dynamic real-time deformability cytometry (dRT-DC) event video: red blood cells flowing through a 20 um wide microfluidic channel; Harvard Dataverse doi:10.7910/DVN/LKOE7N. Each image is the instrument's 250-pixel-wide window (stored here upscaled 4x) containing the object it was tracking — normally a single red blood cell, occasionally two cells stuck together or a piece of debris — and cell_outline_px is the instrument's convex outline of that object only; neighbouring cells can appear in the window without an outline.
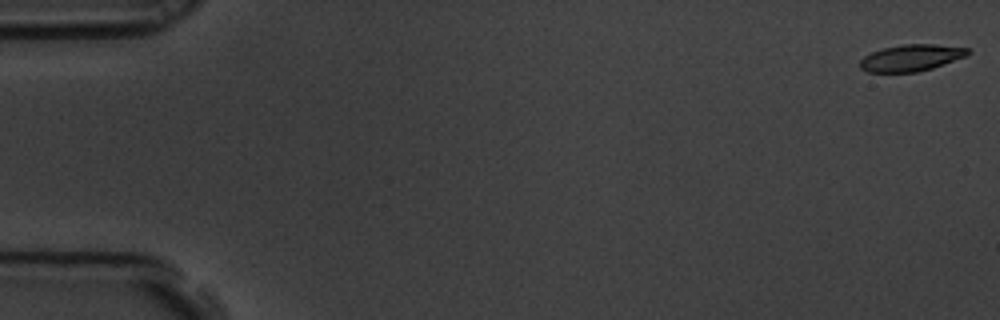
{"species": "common noctule bat (a hibernating species)", "species_latin": "Nyctalus noctula", "temperature_condition": "room temperature", "stored_images_in_passage": 18, "camera_frame_rate_fps": 3000, "um_per_image_px": 0.085, "animal": {"sex": "male", "body_mass_g": 19.5, "forearm_length_mm": 54.6}, "frame": {"image": 1, "passage_image": 1, "time_ms": 0.0, "image_size_px": [1000, 320], "cell_outline_px": [[972, 52], [968, 56], [932, 68], [916, 72], [868, 72], [860, 68], [860, 60], [864, 56], [872, 52], [884, 48], [904, 44], [932, 44], [968, 48]], "centroid_in_image_um": [77.48, 4.91], "position_along_channel_um": 7.5, "area_um2": 16.7}}